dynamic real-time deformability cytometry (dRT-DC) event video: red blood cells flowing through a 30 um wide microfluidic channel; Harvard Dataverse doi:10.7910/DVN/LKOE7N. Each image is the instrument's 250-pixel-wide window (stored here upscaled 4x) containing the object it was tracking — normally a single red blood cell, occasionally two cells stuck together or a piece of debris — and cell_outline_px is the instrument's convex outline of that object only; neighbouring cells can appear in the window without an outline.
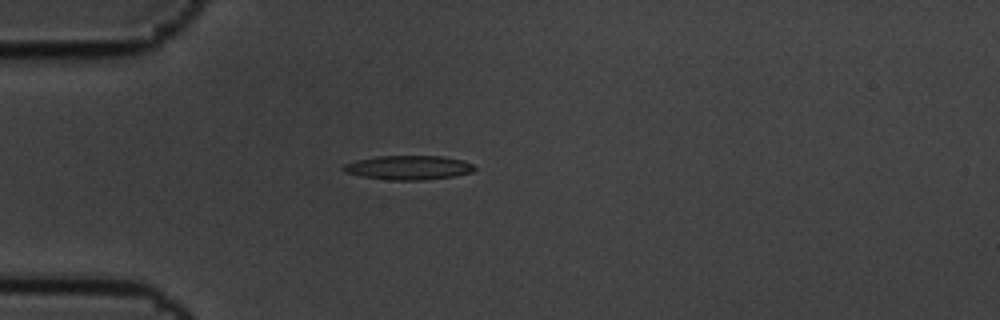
{"species": "common noctule bat (a hibernating species)", "species_latin": "Nyctalus noctula", "temperature_condition": "cold", "stored_images_in_passage": 9, "camera_frame_rate_fps": 3000, "um_per_image_px": 0.085, "animal": {"sex": "male", "body_mass_g": 19.5, "forearm_length_mm": 54.6}, "frame": {"image": 1, "passage_image": 3, "time_ms": 0.667, "image_size_px": [1000, 320], "cell_outline_px": [[476, 168], [472, 172], [452, 176], [420, 180], [388, 180], [360, 176], [344, 172], [340, 168], [344, 164], [356, 160], [376, 156], [444, 156], [464, 160], [472, 164]], "centroid_in_image_um": [34.68, 14.24], "position_along_channel_um": 50.3, "area_um2": 18.55}}
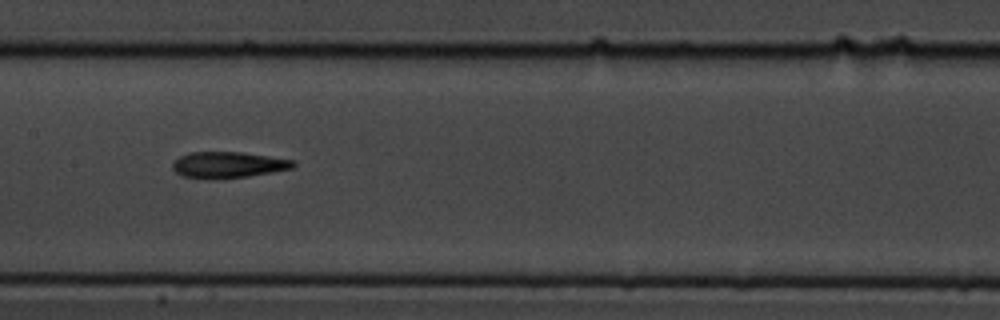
{"frame": {"image": 2, "passage_image": 7, "time_ms": 2.0, "image_size_px": [1000, 320], "cell_outline_px": [[296, 164], [292, 168], [272, 172], [248, 176], [180, 176], [172, 168], [172, 160], [188, 152], [244, 152], [292, 160]], "centroid_in_image_um": [19.38, 13.96], "position_along_channel_um": 188.0, "area_um2": 17.63}}
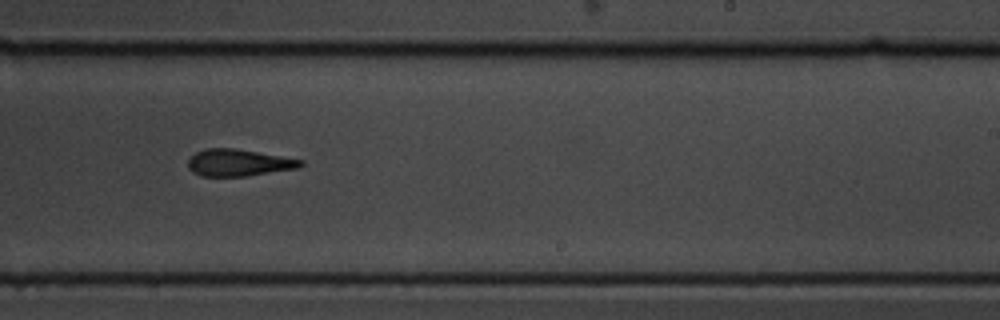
{"frame": {"image": 3, "passage_image": 9, "time_ms": 2.667, "image_size_px": [1000, 320], "cell_outline_px": [[304, 164], [296, 168], [244, 176], [200, 176], [192, 172], [188, 168], [188, 160], [196, 152], [204, 148], [236, 148], [304, 160]], "centroid_in_image_um": [20.24, 13.82], "position_along_channel_um": 268.8, "area_um2": 17.57}}